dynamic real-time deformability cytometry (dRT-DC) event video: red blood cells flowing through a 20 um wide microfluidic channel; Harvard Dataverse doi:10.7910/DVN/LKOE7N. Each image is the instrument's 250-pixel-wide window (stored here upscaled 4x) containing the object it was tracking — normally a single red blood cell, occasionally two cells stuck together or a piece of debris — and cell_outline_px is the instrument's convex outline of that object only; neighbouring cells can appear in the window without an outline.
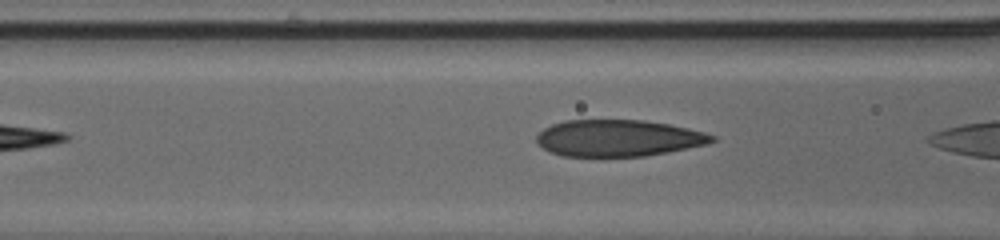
{"species": "human", "species_latin": "Homo sapiens", "temperature_condition": "cold", "stored_images_in_passage": 9, "camera_frame_rate_fps": 3000, "um_per_image_px": 0.085, "donor": {"sex": "male"}, "frame": {"image": 1, "passage_image": 6, "time_ms": 1.667, "image_size_px": [1000, 240], "cell_outline_px": [[716, 140], [708, 144], [668, 152], [644, 156], [564, 156], [552, 152], [544, 148], [536, 140], [536, 136], [544, 128], [552, 124], [564, 120], [644, 120], [668, 124], [688, 128], [704, 132], [716, 136]], "centroid_in_image_um": [52.58, 11.73], "position_along_channel_um": 114.0, "area_um2": 37.34}}